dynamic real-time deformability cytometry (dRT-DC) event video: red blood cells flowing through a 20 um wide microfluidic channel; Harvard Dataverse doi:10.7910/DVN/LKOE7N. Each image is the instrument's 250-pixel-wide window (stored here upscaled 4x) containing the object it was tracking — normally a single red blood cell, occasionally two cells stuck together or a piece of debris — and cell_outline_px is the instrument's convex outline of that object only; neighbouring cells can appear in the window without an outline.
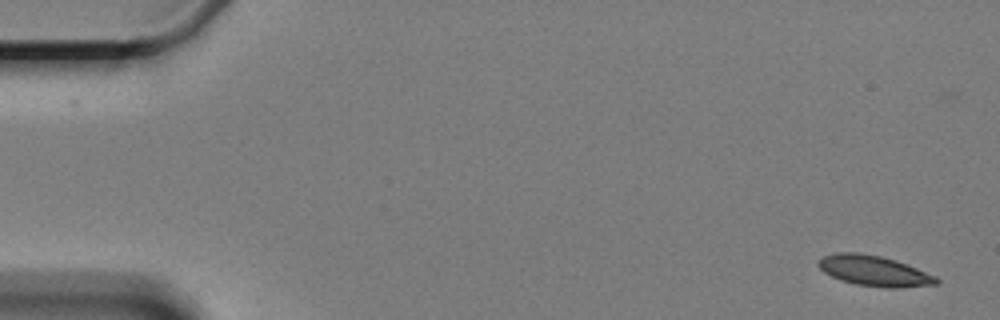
{"species": "Egyptian fruit bat (a non-hibernating species)", "species_latin": "Rousettus aegyptiacus", "temperature_condition": "cold", "stored_images_in_passage": 9, "camera_frame_rate_fps": 3000, "um_per_image_px": 0.085, "animal": {"sex": "female"}, "frame": {"image": 1, "passage_image": 1, "time_ms": 0.0, "image_size_px": [1000, 320], "cell_outline_px": [[940, 284], [900, 288], [884, 288], [856, 284], [840, 280], [824, 272], [816, 264], [824, 256], [836, 252], [856, 252], [880, 256], [896, 260], [936, 276], [940, 280]], "centroid_in_image_um": [74.33, 23.03], "position_along_channel_um": 10.7, "area_um2": 20.98}}
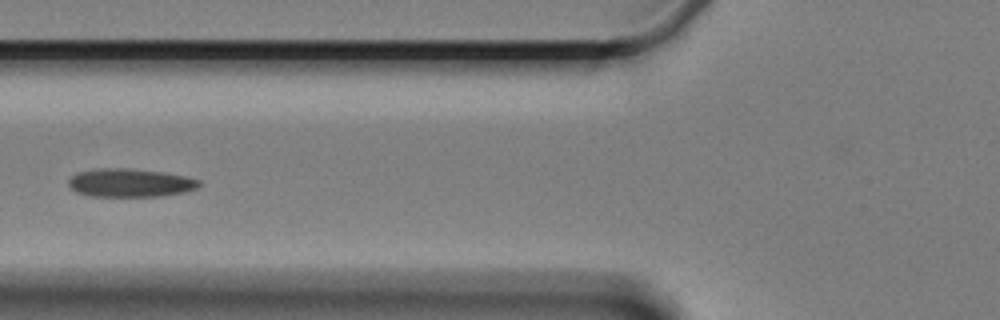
{"frame": {"image": 2, "passage_image": 7, "time_ms": 7.0, "image_size_px": [1000, 320], "cell_outline_px": [[200, 184], [196, 188], [184, 192], [160, 196], [88, 196], [76, 192], [68, 184], [68, 180], [76, 172], [100, 168], [128, 168], [164, 172], [184, 176], [200, 180]], "centroid_in_image_um": [11.03, 15.53], "position_along_channel_um": 114.8, "area_um2": 21.56}}
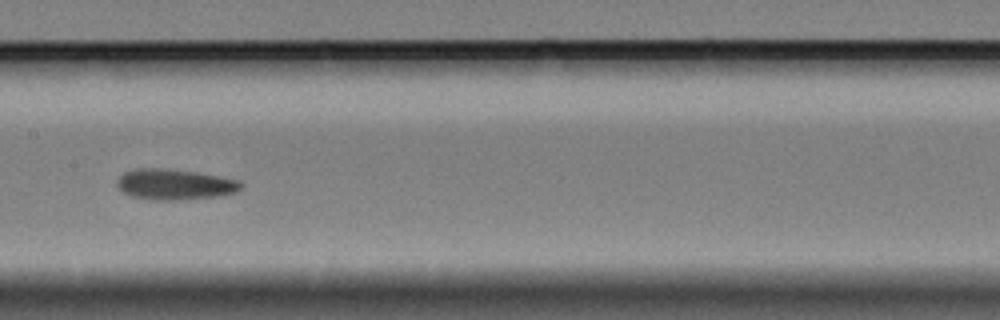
{"frame": {"image": 3, "passage_image": 9, "time_ms": 9.333, "image_size_px": [1000, 320], "cell_outline_px": [[244, 184], [236, 192], [220, 196], [176, 200], [148, 200], [132, 196], [124, 192], [116, 184], [116, 180], [124, 172], [136, 168], [160, 168], [192, 172], [240, 180]], "centroid_in_image_um": [14.83, 15.68], "position_along_channel_um": 192.6, "area_um2": 22.02}}